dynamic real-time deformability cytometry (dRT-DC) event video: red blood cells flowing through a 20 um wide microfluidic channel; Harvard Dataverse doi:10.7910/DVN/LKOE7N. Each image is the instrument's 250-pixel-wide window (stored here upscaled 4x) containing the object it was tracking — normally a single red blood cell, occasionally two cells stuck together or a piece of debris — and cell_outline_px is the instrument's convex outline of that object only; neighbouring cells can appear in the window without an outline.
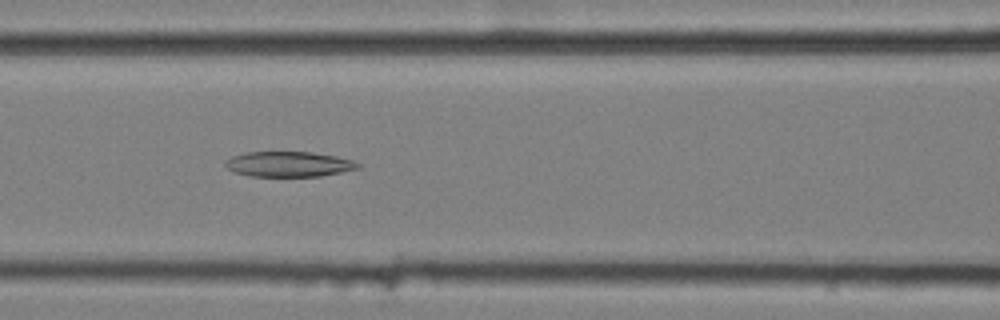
{"species": "common noctule bat (a hibernating species)", "species_latin": "Nyctalus noctula", "temperature_condition": "cold", "stored_images_in_passage": 10, "camera_frame_rate_fps": 3000, "um_per_image_px": 0.085, "animal": {"sex": "female", "body_mass_g": 25.1}, "frame": {"image": 1, "passage_image": 5, "time_ms": 1.333, "image_size_px": [1000, 320], "cell_outline_px": [[360, 168], [320, 176], [252, 176], [232, 172], [224, 164], [224, 160], [232, 156], [244, 152], [312, 152], [336, 156], [352, 160], [360, 164]], "centroid_in_image_um": [24.51, 13.95], "position_along_channel_um": 142.1, "area_um2": 19.54}}
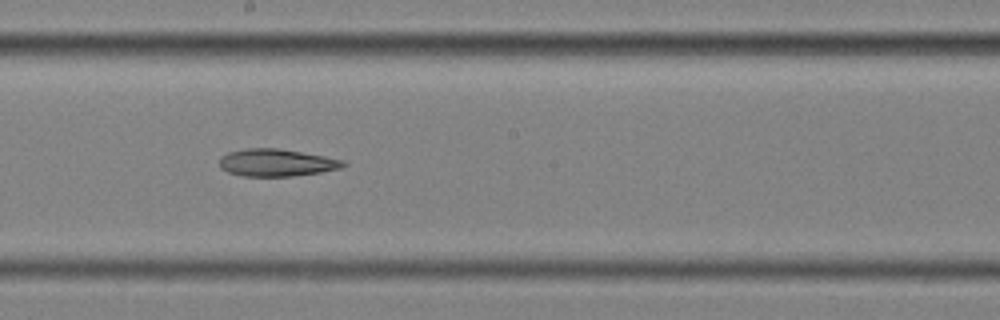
{"frame": {"image": 2, "passage_image": 7, "time_ms": 2.0, "image_size_px": [1000, 320], "cell_outline_px": [[348, 164], [340, 168], [320, 172], [292, 176], [244, 176], [228, 172], [220, 168], [220, 156], [228, 152], [248, 148], [276, 148], [324, 156], [344, 160]], "centroid_in_image_um": [23.49, 13.82], "position_along_channel_um": 224.7, "area_um2": 19.59}}
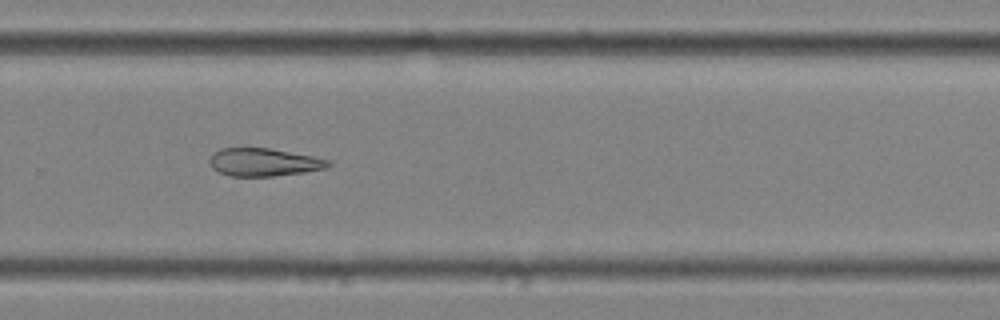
{"frame": {"image": 3, "passage_image": 9, "time_ms": 2.667, "image_size_px": [1000, 320], "cell_outline_px": [[332, 164], [324, 168], [304, 172], [272, 176], [228, 176], [212, 168], [208, 160], [220, 148], [268, 148], [312, 156], [332, 160]], "centroid_in_image_um": [22.42, 13.79], "position_along_channel_um": 307.4, "area_um2": 19.13}}